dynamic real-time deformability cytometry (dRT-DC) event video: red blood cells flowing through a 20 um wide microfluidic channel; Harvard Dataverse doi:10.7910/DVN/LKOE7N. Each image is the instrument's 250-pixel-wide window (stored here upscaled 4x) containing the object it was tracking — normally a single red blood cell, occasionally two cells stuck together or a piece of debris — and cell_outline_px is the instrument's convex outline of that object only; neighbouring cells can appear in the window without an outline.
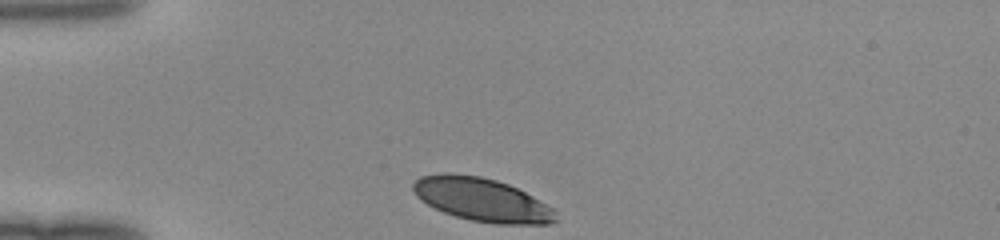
{"species": "human", "species_latin": "Homo sapiens", "temperature_condition": "room temperature", "stored_images_in_passage": 29, "camera_frame_rate_fps": 3000, "um_per_image_px": 0.085, "donor": {"sex": "female"}, "frame": {"image": 1, "passage_image": 1, "time_ms": 0.0, "image_size_px": [1000, 240], "cell_outline_px": [[556, 220], [552, 224], [496, 224], [472, 220], [456, 216], [444, 212], [420, 200], [416, 196], [412, 188], [412, 184], [420, 176], [444, 172], [480, 176], [496, 180], [508, 184], [532, 196], [552, 208], [556, 212]], "centroid_in_image_um": [40.94, 16.96], "position_along_channel_um": 44.1, "area_um2": 35.89}}
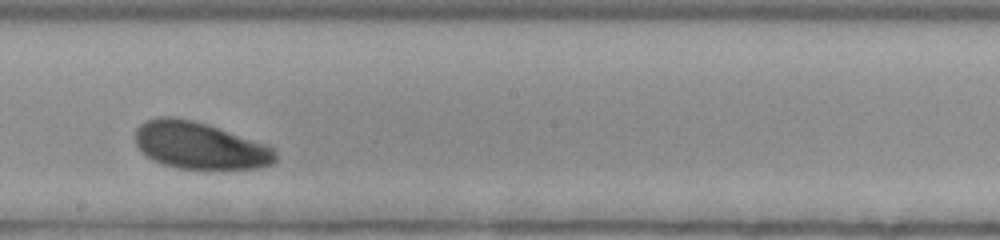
{"frame": {"image": 2, "passage_image": 17, "time_ms": 5.333, "image_size_px": [1000, 240], "cell_outline_px": [[276, 160], [272, 164], [256, 168], [180, 168], [164, 164], [152, 160], [136, 144], [136, 128], [144, 120], [156, 116], [172, 116], [192, 120], [268, 144], [276, 152]], "centroid_in_image_um": [16.96, 12.35], "position_along_channel_um": 231.2, "area_um2": 38.03}}
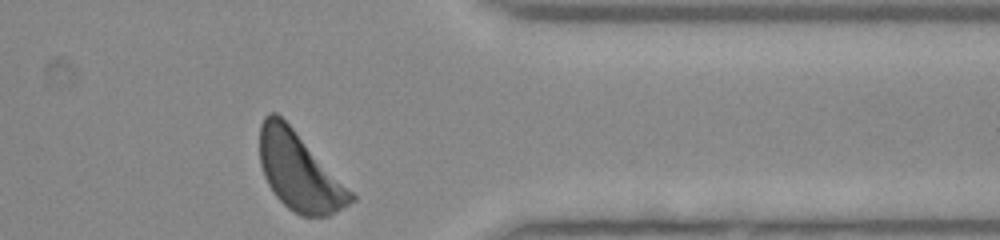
{"frame": {"image": 3, "passage_image": 29, "time_ms": 9.333, "image_size_px": [1000, 240], "cell_outline_px": [[356, 200], [328, 216], [300, 216], [288, 208], [276, 196], [268, 184], [264, 176], [260, 164], [260, 124], [264, 116], [268, 112], [276, 112], [292, 128], [356, 196]], "centroid_in_image_um": [25.41, 14.59], "position_along_channel_um": 386.0, "area_um2": 40.75}}